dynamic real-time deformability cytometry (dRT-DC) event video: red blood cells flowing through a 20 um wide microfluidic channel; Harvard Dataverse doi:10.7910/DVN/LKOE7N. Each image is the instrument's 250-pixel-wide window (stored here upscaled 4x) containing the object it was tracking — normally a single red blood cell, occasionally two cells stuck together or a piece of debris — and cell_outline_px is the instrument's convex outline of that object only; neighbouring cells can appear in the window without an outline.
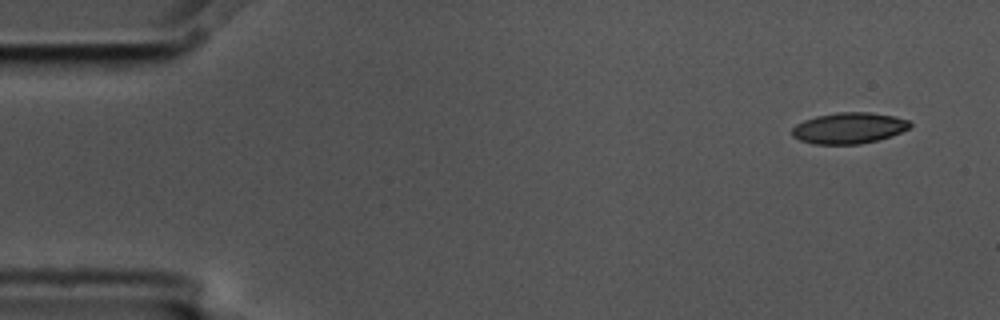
{"species": "common noctule bat (a hibernating species)", "species_latin": "Nyctalus noctula", "temperature_condition": "cold", "stored_images_in_passage": 5, "segment_of_instrument_passage": [1, 2], "camera_frame_rate_fps": 3000, "um_per_image_px": 0.085, "animal": {"sex": "male", "body_mass_g": 17.5, "forearm_length_mm": 52.3}, "frame": {"image": 1, "passage_image": 1, "time_ms": 0.0, "image_size_px": [1000, 320], "cell_outline_px": [[912, 124], [908, 128], [892, 136], [860, 144], [816, 144], [800, 140], [792, 136], [792, 128], [796, 124], [804, 120], [816, 116], [836, 112], [868, 112], [892, 116], [908, 120]], "centroid_in_image_um": [72.13, 10.88], "position_along_channel_um": 12.9, "area_um2": 21.21}}
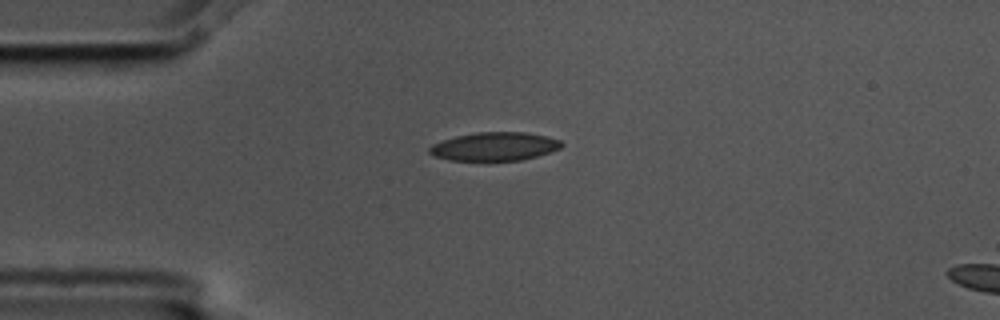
{"frame": {"image": 2, "passage_image": 4, "time_ms": 1.0, "image_size_px": [1000, 320], "cell_outline_px": [[564, 144], [560, 148], [536, 156], [520, 160], [448, 160], [432, 156], [428, 152], [428, 148], [432, 144], [456, 136], [476, 132], [524, 132], [548, 136], [560, 140]], "centroid_in_image_um": [42.01, 12.44], "position_along_channel_um": 43.0, "area_um2": 21.85}}